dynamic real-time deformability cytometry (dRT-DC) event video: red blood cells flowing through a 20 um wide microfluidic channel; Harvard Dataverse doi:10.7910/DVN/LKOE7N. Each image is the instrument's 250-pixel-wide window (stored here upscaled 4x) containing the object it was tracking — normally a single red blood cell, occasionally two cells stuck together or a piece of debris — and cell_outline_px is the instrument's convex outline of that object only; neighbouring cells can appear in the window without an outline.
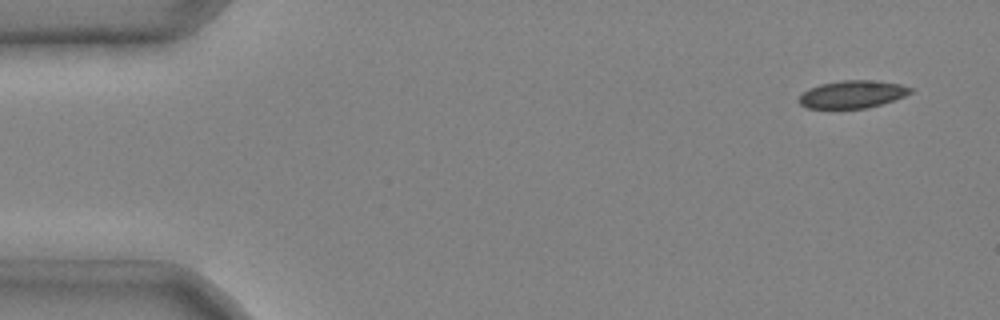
{"species": "common noctule bat (a hibernating species)", "species_latin": "Nyctalus noctula", "temperature_condition": "cold", "stored_images_in_passage": 4, "camera_frame_rate_fps": 3000, "um_per_image_px": 0.085, "animal": {"sex": "male", "body_mass_g": 20.4}, "frame": {"image": 1, "passage_image": 1, "time_ms": 0.0, "image_size_px": [1000, 320], "cell_outline_px": [[916, 88], [912, 92], [904, 96], [868, 108], [808, 108], [800, 104], [800, 96], [804, 92], [820, 84], [840, 80], [876, 80], [900, 84]], "centroid_in_image_um": [72.51, 8.0], "position_along_channel_um": 12.5, "area_um2": 17.8}}
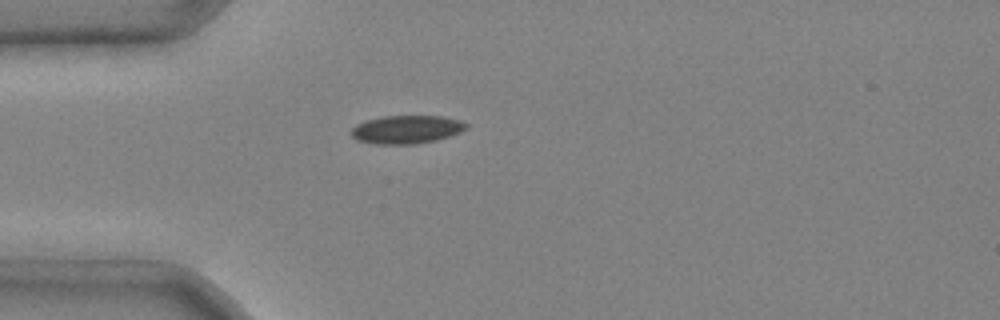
{"frame": {"image": 2, "passage_image": 4, "time_ms": 1.0, "image_size_px": [1000, 320], "cell_outline_px": [[468, 128], [460, 132], [436, 140], [416, 144], [376, 144], [356, 140], [352, 136], [352, 128], [356, 124], [380, 116], [440, 116], [460, 120], [468, 124]], "centroid_in_image_um": [34.56, 11.0], "position_along_channel_um": 50.4, "area_um2": 18.9}}